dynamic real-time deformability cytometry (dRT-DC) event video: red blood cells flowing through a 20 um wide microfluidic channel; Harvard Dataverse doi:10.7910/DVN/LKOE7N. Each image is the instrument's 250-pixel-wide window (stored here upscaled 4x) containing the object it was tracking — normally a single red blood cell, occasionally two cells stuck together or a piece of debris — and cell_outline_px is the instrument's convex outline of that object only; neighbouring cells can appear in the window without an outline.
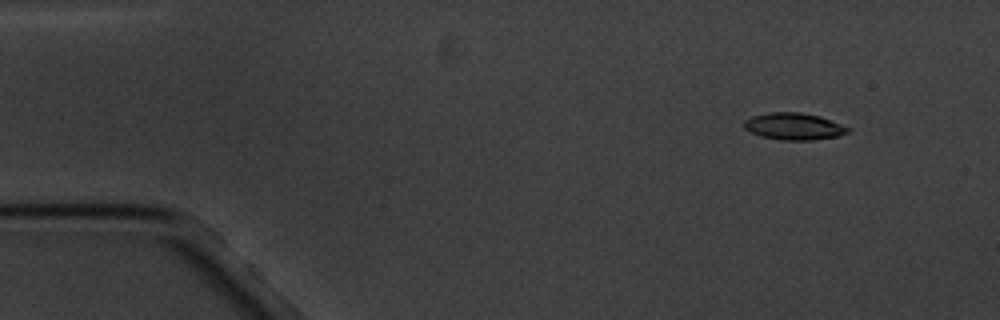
{"species": "common noctule bat (a hibernating species)", "species_latin": "Nyctalus noctula", "temperature_condition": "cold", "stored_images_in_passage": 5, "camera_frame_rate_fps": 3000, "um_per_image_px": 0.085, "animal": {"sex": "male", "body_mass_g": 20.1, "forearm_length_mm": 53.5}, "frame": {"image": 1, "passage_image": 2, "time_ms": 1.0, "image_size_px": [1000, 320], "cell_outline_px": [[852, 128], [848, 132], [840, 136], [812, 140], [780, 140], [760, 136], [744, 128], [744, 120], [752, 116], [768, 112], [800, 112], [820, 116]], "centroid_in_image_um": [67.5, 10.74], "position_along_channel_um": 17.5, "area_um2": 16.42}}